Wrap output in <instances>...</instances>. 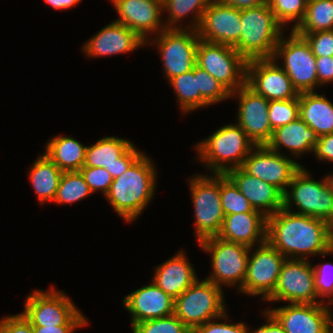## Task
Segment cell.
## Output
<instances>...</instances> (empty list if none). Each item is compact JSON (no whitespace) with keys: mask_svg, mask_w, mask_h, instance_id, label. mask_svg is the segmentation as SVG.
Wrapping results in <instances>:
<instances>
[{"mask_svg":"<svg viewBox=\"0 0 333 333\" xmlns=\"http://www.w3.org/2000/svg\"><path fill=\"white\" fill-rule=\"evenodd\" d=\"M266 241L288 259L333 254L331 225L284 208L267 217Z\"/></svg>","mask_w":333,"mask_h":333,"instance_id":"6da1fadb","label":"cell"},{"mask_svg":"<svg viewBox=\"0 0 333 333\" xmlns=\"http://www.w3.org/2000/svg\"><path fill=\"white\" fill-rule=\"evenodd\" d=\"M150 156L142 153L121 176L114 178L105 195L114 211L133 222L155 195L157 173Z\"/></svg>","mask_w":333,"mask_h":333,"instance_id":"7a4b0ae2","label":"cell"},{"mask_svg":"<svg viewBox=\"0 0 333 333\" xmlns=\"http://www.w3.org/2000/svg\"><path fill=\"white\" fill-rule=\"evenodd\" d=\"M284 27L276 20L268 2L241 10L239 41L233 46L247 61L272 59Z\"/></svg>","mask_w":333,"mask_h":333,"instance_id":"3957f363","label":"cell"},{"mask_svg":"<svg viewBox=\"0 0 333 333\" xmlns=\"http://www.w3.org/2000/svg\"><path fill=\"white\" fill-rule=\"evenodd\" d=\"M255 146L246 132L235 123L216 130L200 141L195 150H198L199 161L206 164L205 167L212 174H226L231 169L241 167Z\"/></svg>","mask_w":333,"mask_h":333,"instance_id":"277c9868","label":"cell"},{"mask_svg":"<svg viewBox=\"0 0 333 333\" xmlns=\"http://www.w3.org/2000/svg\"><path fill=\"white\" fill-rule=\"evenodd\" d=\"M223 289L204 279L196 280L174 303V315L191 331L209 320H228Z\"/></svg>","mask_w":333,"mask_h":333,"instance_id":"5b68a950","label":"cell"},{"mask_svg":"<svg viewBox=\"0 0 333 333\" xmlns=\"http://www.w3.org/2000/svg\"><path fill=\"white\" fill-rule=\"evenodd\" d=\"M304 166L293 175L291 183L283 195V208L300 215L322 219L330 225L333 223V191L328 187L325 177L314 180ZM294 203L296 209H291Z\"/></svg>","mask_w":333,"mask_h":333,"instance_id":"8992f818","label":"cell"},{"mask_svg":"<svg viewBox=\"0 0 333 333\" xmlns=\"http://www.w3.org/2000/svg\"><path fill=\"white\" fill-rule=\"evenodd\" d=\"M23 316L32 326L87 325L88 320L65 294L53 286L34 290L26 297Z\"/></svg>","mask_w":333,"mask_h":333,"instance_id":"52a82bcc","label":"cell"},{"mask_svg":"<svg viewBox=\"0 0 333 333\" xmlns=\"http://www.w3.org/2000/svg\"><path fill=\"white\" fill-rule=\"evenodd\" d=\"M189 188L194 206L196 240L200 242L217 236L225 217L220 199V174L191 176Z\"/></svg>","mask_w":333,"mask_h":333,"instance_id":"ba28073f","label":"cell"},{"mask_svg":"<svg viewBox=\"0 0 333 333\" xmlns=\"http://www.w3.org/2000/svg\"><path fill=\"white\" fill-rule=\"evenodd\" d=\"M196 65L211 74L230 93L246 84L247 60L233 46L199 39Z\"/></svg>","mask_w":333,"mask_h":333,"instance_id":"9c48e42d","label":"cell"},{"mask_svg":"<svg viewBox=\"0 0 333 333\" xmlns=\"http://www.w3.org/2000/svg\"><path fill=\"white\" fill-rule=\"evenodd\" d=\"M200 247L211 254V272L206 280L222 288L223 285L238 284V291L243 286L247 274L250 248L220 239L209 237L198 242Z\"/></svg>","mask_w":333,"mask_h":333,"instance_id":"30bf717a","label":"cell"},{"mask_svg":"<svg viewBox=\"0 0 333 333\" xmlns=\"http://www.w3.org/2000/svg\"><path fill=\"white\" fill-rule=\"evenodd\" d=\"M282 35L273 59L283 58L280 66L291 79L298 93L314 92L318 88L317 67L311 46L304 36L290 31L289 38Z\"/></svg>","mask_w":333,"mask_h":333,"instance_id":"8fae6325","label":"cell"},{"mask_svg":"<svg viewBox=\"0 0 333 333\" xmlns=\"http://www.w3.org/2000/svg\"><path fill=\"white\" fill-rule=\"evenodd\" d=\"M157 39H149L146 44H155L166 79L191 71L196 65V49L199 42L197 30L190 28H165ZM150 40L152 42H150Z\"/></svg>","mask_w":333,"mask_h":333,"instance_id":"7c38bea8","label":"cell"},{"mask_svg":"<svg viewBox=\"0 0 333 333\" xmlns=\"http://www.w3.org/2000/svg\"><path fill=\"white\" fill-rule=\"evenodd\" d=\"M268 302H289L300 304L322 303L317 297L313 265L308 259L284 261L273 293Z\"/></svg>","mask_w":333,"mask_h":333,"instance_id":"4fadbf2b","label":"cell"},{"mask_svg":"<svg viewBox=\"0 0 333 333\" xmlns=\"http://www.w3.org/2000/svg\"><path fill=\"white\" fill-rule=\"evenodd\" d=\"M252 250L250 248L246 278L238 292L248 296L260 295L265 301L276 287L286 258L267 241Z\"/></svg>","mask_w":333,"mask_h":333,"instance_id":"5bb4252c","label":"cell"},{"mask_svg":"<svg viewBox=\"0 0 333 333\" xmlns=\"http://www.w3.org/2000/svg\"><path fill=\"white\" fill-rule=\"evenodd\" d=\"M298 162L269 149L266 145L255 146L241 166L247 173L275 187L283 194L295 172L301 167Z\"/></svg>","mask_w":333,"mask_h":333,"instance_id":"9a60e30c","label":"cell"},{"mask_svg":"<svg viewBox=\"0 0 333 333\" xmlns=\"http://www.w3.org/2000/svg\"><path fill=\"white\" fill-rule=\"evenodd\" d=\"M237 95L239 100L237 124L256 146L266 145L273 134L268 116L269 101L247 84L231 93L230 97L237 98Z\"/></svg>","mask_w":333,"mask_h":333,"instance_id":"2e32d148","label":"cell"},{"mask_svg":"<svg viewBox=\"0 0 333 333\" xmlns=\"http://www.w3.org/2000/svg\"><path fill=\"white\" fill-rule=\"evenodd\" d=\"M246 84L268 101L299 97L291 79L273 58L247 61Z\"/></svg>","mask_w":333,"mask_h":333,"instance_id":"e0dca14e","label":"cell"},{"mask_svg":"<svg viewBox=\"0 0 333 333\" xmlns=\"http://www.w3.org/2000/svg\"><path fill=\"white\" fill-rule=\"evenodd\" d=\"M241 10L212 0L204 11L197 28L201 40L234 46L240 38Z\"/></svg>","mask_w":333,"mask_h":333,"instance_id":"ac0fdd59","label":"cell"},{"mask_svg":"<svg viewBox=\"0 0 333 333\" xmlns=\"http://www.w3.org/2000/svg\"><path fill=\"white\" fill-rule=\"evenodd\" d=\"M142 153L132 141L108 136L86 147L83 166L106 168L111 176L116 178Z\"/></svg>","mask_w":333,"mask_h":333,"instance_id":"d6986e66","label":"cell"},{"mask_svg":"<svg viewBox=\"0 0 333 333\" xmlns=\"http://www.w3.org/2000/svg\"><path fill=\"white\" fill-rule=\"evenodd\" d=\"M325 303H293L268 309L286 333H327L332 310Z\"/></svg>","mask_w":333,"mask_h":333,"instance_id":"ffe728a7","label":"cell"},{"mask_svg":"<svg viewBox=\"0 0 333 333\" xmlns=\"http://www.w3.org/2000/svg\"><path fill=\"white\" fill-rule=\"evenodd\" d=\"M111 2L119 15L114 21L135 31L145 41L148 40L149 34L158 35L166 28L160 20L163 13L160 0H111Z\"/></svg>","mask_w":333,"mask_h":333,"instance_id":"44dd1931","label":"cell"},{"mask_svg":"<svg viewBox=\"0 0 333 333\" xmlns=\"http://www.w3.org/2000/svg\"><path fill=\"white\" fill-rule=\"evenodd\" d=\"M175 299L155 283L145 285L123 299V307L131 314V328L137 323L174 314Z\"/></svg>","mask_w":333,"mask_h":333,"instance_id":"7402d4cb","label":"cell"},{"mask_svg":"<svg viewBox=\"0 0 333 333\" xmlns=\"http://www.w3.org/2000/svg\"><path fill=\"white\" fill-rule=\"evenodd\" d=\"M146 46L135 31L127 26L112 21L106 25L83 45L82 51L87 57L112 56L135 51Z\"/></svg>","mask_w":333,"mask_h":333,"instance_id":"603a6c76","label":"cell"},{"mask_svg":"<svg viewBox=\"0 0 333 333\" xmlns=\"http://www.w3.org/2000/svg\"><path fill=\"white\" fill-rule=\"evenodd\" d=\"M226 175L234 182L252 208L266 218L283 208V193L275 186L253 177L242 167L229 170Z\"/></svg>","mask_w":333,"mask_h":333,"instance_id":"cb8c5ba5","label":"cell"},{"mask_svg":"<svg viewBox=\"0 0 333 333\" xmlns=\"http://www.w3.org/2000/svg\"><path fill=\"white\" fill-rule=\"evenodd\" d=\"M267 218L262 213L226 215L220 233L222 240L255 248L266 242Z\"/></svg>","mask_w":333,"mask_h":333,"instance_id":"d4e9b609","label":"cell"},{"mask_svg":"<svg viewBox=\"0 0 333 333\" xmlns=\"http://www.w3.org/2000/svg\"><path fill=\"white\" fill-rule=\"evenodd\" d=\"M183 250H180L164 263L156 266L153 276L155 283L173 299L178 298L198 277L193 265Z\"/></svg>","mask_w":333,"mask_h":333,"instance_id":"484cf974","label":"cell"},{"mask_svg":"<svg viewBox=\"0 0 333 333\" xmlns=\"http://www.w3.org/2000/svg\"><path fill=\"white\" fill-rule=\"evenodd\" d=\"M318 136L300 117L273 131L270 141L266 146L280 153L282 147L290 150V154L300 157L304 153L314 151Z\"/></svg>","mask_w":333,"mask_h":333,"instance_id":"4316f807","label":"cell"},{"mask_svg":"<svg viewBox=\"0 0 333 333\" xmlns=\"http://www.w3.org/2000/svg\"><path fill=\"white\" fill-rule=\"evenodd\" d=\"M299 117L318 137L333 133V103L314 92L299 94Z\"/></svg>","mask_w":333,"mask_h":333,"instance_id":"83f0119b","label":"cell"},{"mask_svg":"<svg viewBox=\"0 0 333 333\" xmlns=\"http://www.w3.org/2000/svg\"><path fill=\"white\" fill-rule=\"evenodd\" d=\"M45 155L62 172L79 171L84 164L86 147L69 136H54L45 145Z\"/></svg>","mask_w":333,"mask_h":333,"instance_id":"f1b7e54d","label":"cell"},{"mask_svg":"<svg viewBox=\"0 0 333 333\" xmlns=\"http://www.w3.org/2000/svg\"><path fill=\"white\" fill-rule=\"evenodd\" d=\"M62 173L45 154L39 155L32 164L28 175L41 204L54 201Z\"/></svg>","mask_w":333,"mask_h":333,"instance_id":"f546056e","label":"cell"},{"mask_svg":"<svg viewBox=\"0 0 333 333\" xmlns=\"http://www.w3.org/2000/svg\"><path fill=\"white\" fill-rule=\"evenodd\" d=\"M168 82L176 93L177 101L183 114L210 106L200 93L199 66L195 65L191 71L175 76Z\"/></svg>","mask_w":333,"mask_h":333,"instance_id":"4dcf8cb0","label":"cell"},{"mask_svg":"<svg viewBox=\"0 0 333 333\" xmlns=\"http://www.w3.org/2000/svg\"><path fill=\"white\" fill-rule=\"evenodd\" d=\"M212 0H163L162 9L163 12H168V20L164 23L166 28H186L182 26L180 21L184 17H188L191 13L193 23H191L187 28L197 30L202 15L206 10L207 6ZM178 22L180 24H178ZM178 25V26H177ZM181 26V27H180Z\"/></svg>","mask_w":333,"mask_h":333,"instance_id":"1f68e13d","label":"cell"},{"mask_svg":"<svg viewBox=\"0 0 333 333\" xmlns=\"http://www.w3.org/2000/svg\"><path fill=\"white\" fill-rule=\"evenodd\" d=\"M293 30L296 33L333 30V0H308L305 16Z\"/></svg>","mask_w":333,"mask_h":333,"instance_id":"d6a6232c","label":"cell"},{"mask_svg":"<svg viewBox=\"0 0 333 333\" xmlns=\"http://www.w3.org/2000/svg\"><path fill=\"white\" fill-rule=\"evenodd\" d=\"M93 194L80 171L63 172L53 203L72 204Z\"/></svg>","mask_w":333,"mask_h":333,"instance_id":"836d02e7","label":"cell"},{"mask_svg":"<svg viewBox=\"0 0 333 333\" xmlns=\"http://www.w3.org/2000/svg\"><path fill=\"white\" fill-rule=\"evenodd\" d=\"M220 199L225 216L236 213H261L252 208L248 200L226 174H220Z\"/></svg>","mask_w":333,"mask_h":333,"instance_id":"e575fe53","label":"cell"},{"mask_svg":"<svg viewBox=\"0 0 333 333\" xmlns=\"http://www.w3.org/2000/svg\"><path fill=\"white\" fill-rule=\"evenodd\" d=\"M276 20L283 26L295 22L292 30L303 20L308 0H266Z\"/></svg>","mask_w":333,"mask_h":333,"instance_id":"d590c367","label":"cell"},{"mask_svg":"<svg viewBox=\"0 0 333 333\" xmlns=\"http://www.w3.org/2000/svg\"><path fill=\"white\" fill-rule=\"evenodd\" d=\"M268 116L273 131L294 121L299 117V97L289 100H270Z\"/></svg>","mask_w":333,"mask_h":333,"instance_id":"8d00e7d4","label":"cell"},{"mask_svg":"<svg viewBox=\"0 0 333 333\" xmlns=\"http://www.w3.org/2000/svg\"><path fill=\"white\" fill-rule=\"evenodd\" d=\"M132 333H192V331L173 314L139 322L132 328Z\"/></svg>","mask_w":333,"mask_h":333,"instance_id":"74e56055","label":"cell"},{"mask_svg":"<svg viewBox=\"0 0 333 333\" xmlns=\"http://www.w3.org/2000/svg\"><path fill=\"white\" fill-rule=\"evenodd\" d=\"M199 89L202 98L213 105L219 101L230 99L231 93L211 74L199 67Z\"/></svg>","mask_w":333,"mask_h":333,"instance_id":"f35d334b","label":"cell"},{"mask_svg":"<svg viewBox=\"0 0 333 333\" xmlns=\"http://www.w3.org/2000/svg\"><path fill=\"white\" fill-rule=\"evenodd\" d=\"M313 270L317 297L320 298L322 303L329 305L333 302V264L320 263V265H313ZM326 297H329L328 302L324 301Z\"/></svg>","mask_w":333,"mask_h":333,"instance_id":"ab89813d","label":"cell"},{"mask_svg":"<svg viewBox=\"0 0 333 333\" xmlns=\"http://www.w3.org/2000/svg\"><path fill=\"white\" fill-rule=\"evenodd\" d=\"M92 193L101 191L105 196L114 178L103 167L83 166L80 170Z\"/></svg>","mask_w":333,"mask_h":333,"instance_id":"60d3db41","label":"cell"},{"mask_svg":"<svg viewBox=\"0 0 333 333\" xmlns=\"http://www.w3.org/2000/svg\"><path fill=\"white\" fill-rule=\"evenodd\" d=\"M297 34L305 37L315 57L333 56V30Z\"/></svg>","mask_w":333,"mask_h":333,"instance_id":"b9f144b4","label":"cell"},{"mask_svg":"<svg viewBox=\"0 0 333 333\" xmlns=\"http://www.w3.org/2000/svg\"><path fill=\"white\" fill-rule=\"evenodd\" d=\"M248 329L244 322L227 324L226 321L222 323L212 319L196 327L192 333H248Z\"/></svg>","mask_w":333,"mask_h":333,"instance_id":"7bdbcfd3","label":"cell"},{"mask_svg":"<svg viewBox=\"0 0 333 333\" xmlns=\"http://www.w3.org/2000/svg\"><path fill=\"white\" fill-rule=\"evenodd\" d=\"M0 333H34V331L30 322L22 313H19L2 317Z\"/></svg>","mask_w":333,"mask_h":333,"instance_id":"ee69618b","label":"cell"},{"mask_svg":"<svg viewBox=\"0 0 333 333\" xmlns=\"http://www.w3.org/2000/svg\"><path fill=\"white\" fill-rule=\"evenodd\" d=\"M318 87L333 82V56L315 57Z\"/></svg>","mask_w":333,"mask_h":333,"instance_id":"f6af8a7d","label":"cell"},{"mask_svg":"<svg viewBox=\"0 0 333 333\" xmlns=\"http://www.w3.org/2000/svg\"><path fill=\"white\" fill-rule=\"evenodd\" d=\"M313 154L318 160L333 162V133L318 138Z\"/></svg>","mask_w":333,"mask_h":333,"instance_id":"bcb514c9","label":"cell"},{"mask_svg":"<svg viewBox=\"0 0 333 333\" xmlns=\"http://www.w3.org/2000/svg\"><path fill=\"white\" fill-rule=\"evenodd\" d=\"M263 316L266 318V323L258 329L248 333H286L279 321L266 309L263 311Z\"/></svg>","mask_w":333,"mask_h":333,"instance_id":"7dc6e473","label":"cell"},{"mask_svg":"<svg viewBox=\"0 0 333 333\" xmlns=\"http://www.w3.org/2000/svg\"><path fill=\"white\" fill-rule=\"evenodd\" d=\"M87 325L32 326L34 333H74L78 328Z\"/></svg>","mask_w":333,"mask_h":333,"instance_id":"c3c4849f","label":"cell"},{"mask_svg":"<svg viewBox=\"0 0 333 333\" xmlns=\"http://www.w3.org/2000/svg\"><path fill=\"white\" fill-rule=\"evenodd\" d=\"M222 3L235 7L238 10L249 9L261 6L266 0H217Z\"/></svg>","mask_w":333,"mask_h":333,"instance_id":"681fc988","label":"cell"},{"mask_svg":"<svg viewBox=\"0 0 333 333\" xmlns=\"http://www.w3.org/2000/svg\"><path fill=\"white\" fill-rule=\"evenodd\" d=\"M80 1L81 0H45L46 4L50 5L56 10L69 9L80 3Z\"/></svg>","mask_w":333,"mask_h":333,"instance_id":"f907efd6","label":"cell"},{"mask_svg":"<svg viewBox=\"0 0 333 333\" xmlns=\"http://www.w3.org/2000/svg\"><path fill=\"white\" fill-rule=\"evenodd\" d=\"M325 180H326L328 187L333 191V174H329V175L326 174Z\"/></svg>","mask_w":333,"mask_h":333,"instance_id":"816d5d0a","label":"cell"},{"mask_svg":"<svg viewBox=\"0 0 333 333\" xmlns=\"http://www.w3.org/2000/svg\"><path fill=\"white\" fill-rule=\"evenodd\" d=\"M327 333H333V313L331 312L328 327H327Z\"/></svg>","mask_w":333,"mask_h":333,"instance_id":"f5cc1de1","label":"cell"}]
</instances>
